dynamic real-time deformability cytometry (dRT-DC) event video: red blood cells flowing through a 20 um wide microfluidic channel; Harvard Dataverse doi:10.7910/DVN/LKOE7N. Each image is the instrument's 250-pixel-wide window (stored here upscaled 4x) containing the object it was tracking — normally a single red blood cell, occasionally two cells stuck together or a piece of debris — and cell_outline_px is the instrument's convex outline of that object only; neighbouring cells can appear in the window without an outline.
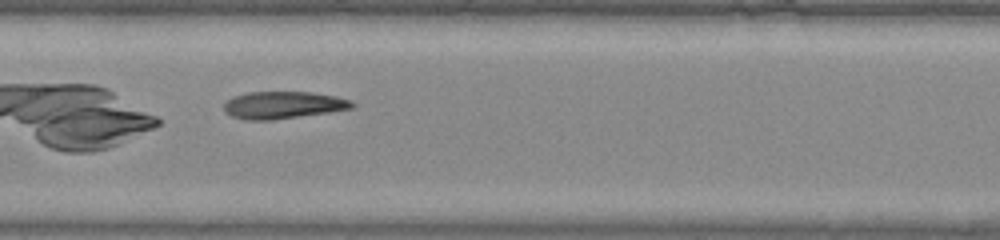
{"species": "common noctule bat (a hibernating species)", "species_latin": "Nyctalus noctula", "temperature_condition": "warm", "stored_images_in_passage": 31, "camera_frame_rate_fps": 3000, "um_per_image_px": 0.085, "animal": {"sex": "male", "body_mass_g": 20.0, "forearm_length_mm": 53.3}, "frame": {"image": 1, "passage_image": 10, "time_ms": 3.0, "image_size_px": [1000, 240], "cell_outline_px": [[356, 104], [352, 108], [328, 112], [272, 120], [248, 120], [232, 116], [224, 112], [224, 104], [232, 96], [248, 92], [312, 92], [336, 96], [352, 100]], "centroid_in_image_um": [24.06, 8.92], "position_along_channel_um": 183.3, "area_um2": 20.35}, "authors_computed_cell_mechanics": {"area_um2": 20.9236, "velocity_mm_per_s": 4.1883, "shape_relaxation_time_tau1_ms": 6.5651, "shape_relaxation_time_tau2_ms": 2.4992, "deformation_change_tau1": 0.2069, "deformation_change_tau2": 0.1036}}